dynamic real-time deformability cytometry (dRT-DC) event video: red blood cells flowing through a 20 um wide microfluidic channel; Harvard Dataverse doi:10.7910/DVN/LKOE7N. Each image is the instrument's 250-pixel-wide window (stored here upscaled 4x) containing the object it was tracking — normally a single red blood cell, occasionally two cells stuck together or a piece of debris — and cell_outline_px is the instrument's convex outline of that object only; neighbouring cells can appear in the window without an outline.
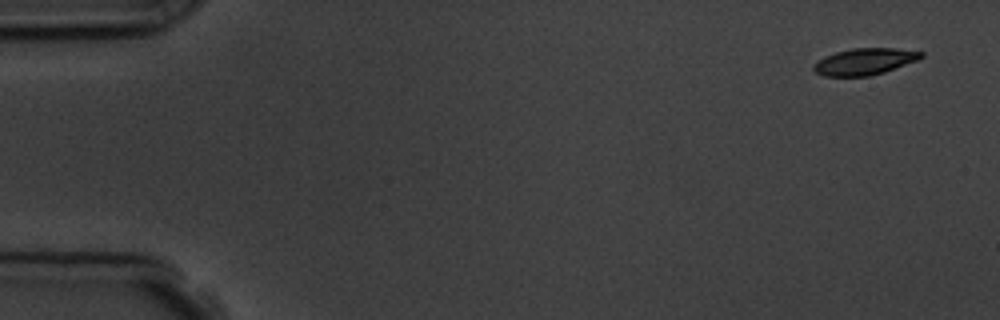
{"species": "common noctule bat (a hibernating species)", "species_latin": "Nyctalus noctula", "temperature_condition": "room temperature", "stored_images_in_passage": 4, "camera_frame_rate_fps": 3000, "um_per_image_px": 0.085, "animal": {"sex": "male", "body_mass_g": 19.5, "forearm_length_mm": 54.6}, "frame": {"image": 1, "passage_image": 1, "time_ms": 0.0, "image_size_px": [1000, 320], "cell_outline_px": [[924, 56], [916, 60], [884, 72], [868, 76], [824, 76], [816, 72], [812, 68], [812, 64], [824, 56], [836, 52], [852, 48], [896, 48], [924, 52]], "centroid_in_image_um": [73.46, 5.22], "position_along_channel_um": 11.5, "area_um2": 16.59}}